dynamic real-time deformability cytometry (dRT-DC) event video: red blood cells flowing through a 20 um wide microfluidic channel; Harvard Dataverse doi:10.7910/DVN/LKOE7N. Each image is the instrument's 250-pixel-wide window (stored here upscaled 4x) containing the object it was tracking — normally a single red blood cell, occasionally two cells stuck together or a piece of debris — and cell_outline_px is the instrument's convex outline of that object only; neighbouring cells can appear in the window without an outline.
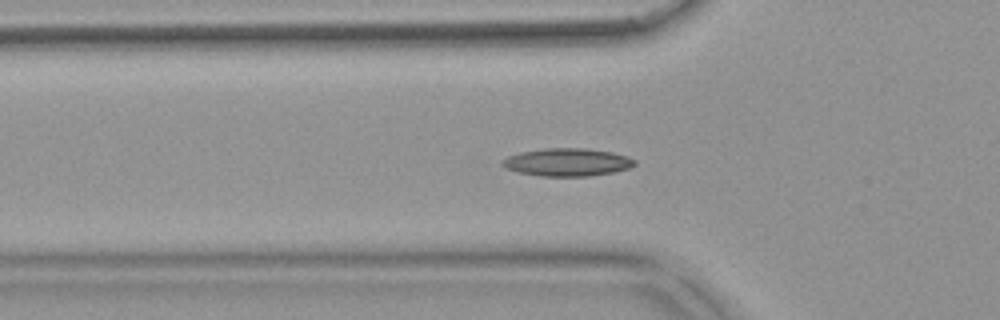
{"species": "common noctule bat (a hibernating species)", "species_latin": "Nyctalus noctula", "temperature_condition": "warm", "stored_images_in_passage": 38, "camera_frame_rate_fps": 3000, "um_per_image_px": 0.085, "animal": {"sex": "female", "body_mass_g": 18.4}, "frame": {"image": 1, "passage_image": 2, "time_ms": 0.333, "image_size_px": [1000, 320], "cell_outline_px": [[636, 164], [628, 168], [616, 172], [592, 176], [540, 176], [516, 172], [504, 168], [500, 164], [500, 160], [508, 156], [520, 152], [544, 148], [584, 148], [612, 152], [628, 156], [636, 160]], "centroid_in_image_um": [48.19, 13.79], "position_along_channel_um": 77.6, "area_um2": 21.79}}
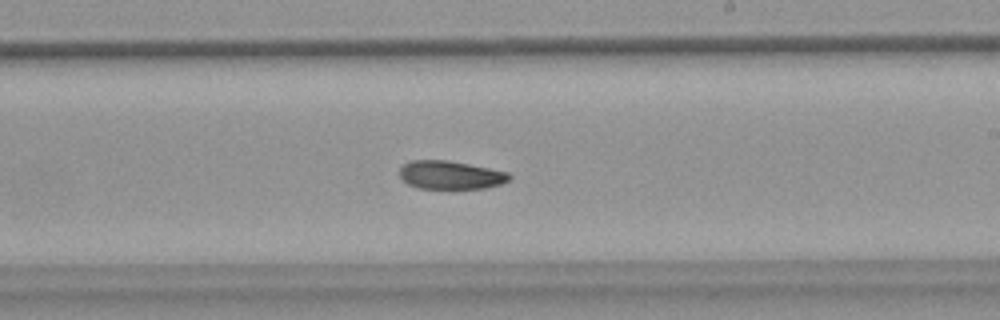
{"frame": {"image": 2, "passage_image": 16, "time_ms": 5.0, "image_size_px": [1000, 320], "cell_outline_px": [[512, 180], [500, 184], [484, 188], [416, 188], [408, 184], [400, 176], [400, 168], [404, 164], [412, 160], [448, 160], [508, 172], [512, 176]], "centroid_in_image_um": [38.31, 14.87], "position_along_channel_um": 250.7, "area_um2": 18.03}}
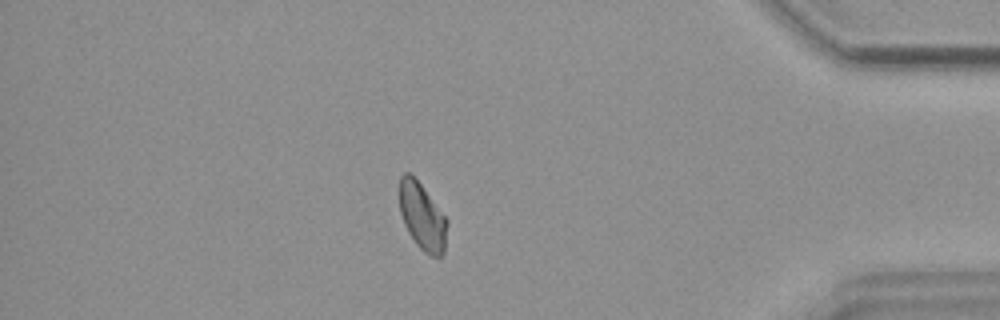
{"frame": {"image": 3, "passage_image": 31, "time_ms": 10.0, "image_size_px": [1000, 320], "cell_outline_px": [[448, 224], [444, 252], [440, 256], [428, 256], [416, 244], [408, 232], [404, 224], [400, 212], [400, 176], [404, 172], [408, 172], [420, 184], [448, 220]], "centroid_in_image_um": [35.9, 18.44], "position_along_channel_um": 399.3, "area_um2": 18.44}, "authors_computed_cell_mechanics": {"area_um2": 18.9006, "velocity_mm_per_s": 3.7102, "shape_relaxation_time_tau1_ms": 5.3978, "shape_relaxation_time_tau2_ms": null, "deformation_change_tau1": 0.1291, "deformation_change_tau2": null}}